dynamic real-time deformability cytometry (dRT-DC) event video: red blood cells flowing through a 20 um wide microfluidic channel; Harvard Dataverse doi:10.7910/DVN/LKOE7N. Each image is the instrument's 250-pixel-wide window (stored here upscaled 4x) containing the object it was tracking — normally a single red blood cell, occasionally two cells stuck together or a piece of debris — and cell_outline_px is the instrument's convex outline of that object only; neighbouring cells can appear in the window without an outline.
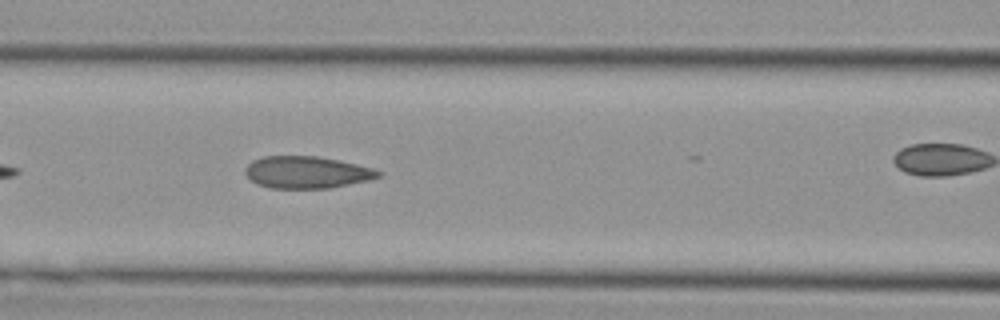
{"species": "Egyptian fruit bat (a non-hibernating species)", "species_latin": "Rousettus aegyptiacus", "temperature_condition": "cold", "stored_images_in_passage": 9, "camera_frame_rate_fps": 3000, "um_per_image_px": 0.085, "animal": {"sex": "female"}, "frame": {"image": 1, "passage_image": 8, "time_ms": 2.333, "image_size_px": [1000, 320], "cell_outline_px": [[384, 172], [380, 176], [368, 180], [328, 188], [272, 188], [256, 184], [244, 172], [244, 168], [252, 160], [264, 156], [316, 156], [340, 160], [372, 168]], "centroid_in_image_um": [26.06, 14.64], "position_along_channel_um": 140.5, "area_um2": 24.8}}